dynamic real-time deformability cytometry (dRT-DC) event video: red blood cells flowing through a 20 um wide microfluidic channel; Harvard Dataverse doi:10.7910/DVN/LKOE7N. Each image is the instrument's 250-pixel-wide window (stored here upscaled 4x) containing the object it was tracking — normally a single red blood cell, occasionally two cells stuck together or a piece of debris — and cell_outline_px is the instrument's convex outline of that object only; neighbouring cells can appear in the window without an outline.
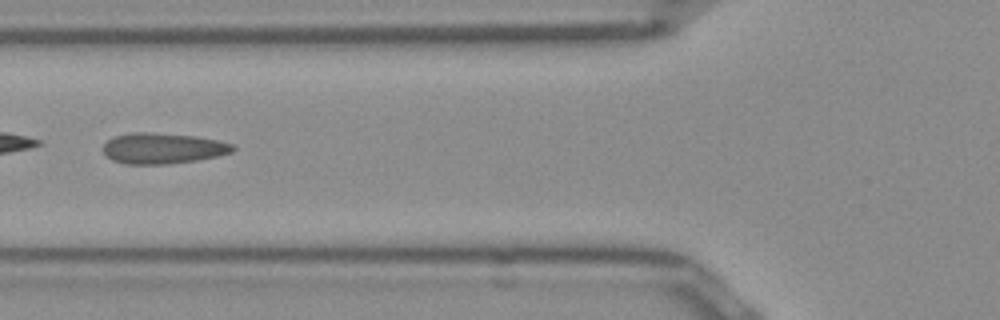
{"species": "Egyptian fruit bat (a non-hibernating species)", "species_latin": "Rousettus aegyptiacus", "temperature_condition": "room temperature", "stored_images_in_passage": 31, "camera_frame_rate_fps": 3000, "um_per_image_px": 0.085, "frame": {"image": 1, "passage_image": 5, "time_ms": 1.333, "image_size_px": [1000, 320], "cell_outline_px": [[236, 148], [232, 152], [216, 156], [196, 160], [168, 164], [124, 164], [112, 160], [104, 156], [104, 144], [108, 140], [116, 136], [132, 132], [148, 132], [196, 136], [216, 140], [232, 144]], "centroid_in_image_um": [13.81, 12.61], "position_along_channel_um": 112.0, "area_um2": 23.18}, "authors_computed_cell_mechanics": {"area_um2": 22.1952, "velocity_mm_per_s": 3.9648, "shape_relaxation_time_tau1_ms": null, "shape_relaxation_time_tau2_ms": 1.1567, "deformation_change_tau1": null, "deformation_change_tau2": 0.1111}}